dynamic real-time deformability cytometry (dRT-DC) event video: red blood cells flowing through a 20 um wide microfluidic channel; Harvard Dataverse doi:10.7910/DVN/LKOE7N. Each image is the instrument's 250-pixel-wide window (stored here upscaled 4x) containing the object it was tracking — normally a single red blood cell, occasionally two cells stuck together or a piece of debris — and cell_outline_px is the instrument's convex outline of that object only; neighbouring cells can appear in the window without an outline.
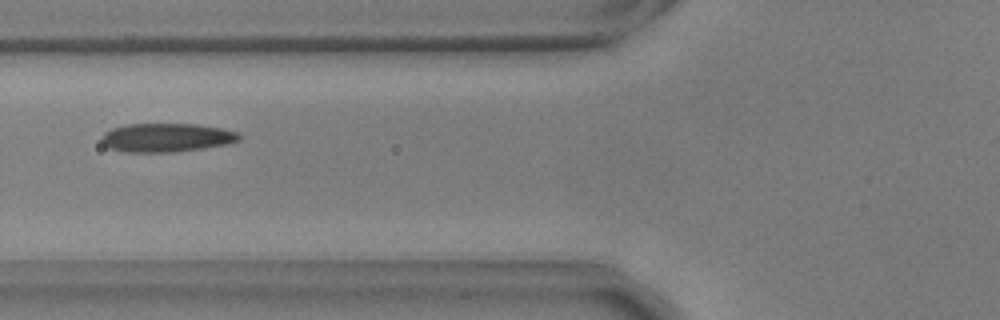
{"species": "common noctule bat (a hibernating species)", "species_latin": "Nyctalus noctula", "temperature_condition": "warm", "stored_images_in_passage": 41, "camera_frame_rate_fps": 3000, "um_per_image_px": 0.085, "animal": {"sex": "male", "body_mass_g": 17.9, "forearm_length_mm": 54.2}, "frame": {"image": 1, "passage_image": 11, "time_ms": 3.333, "image_size_px": [1000, 320], "cell_outline_px": [[240, 140], [228, 144], [204, 148], [172, 152], [128, 152], [108, 148], [100, 140], [104, 132], [112, 128], [128, 124], [196, 124], [220, 128], [240, 132]], "centroid_in_image_um": [14.16, 11.69], "position_along_channel_um": 111.6, "area_um2": 23.06}}
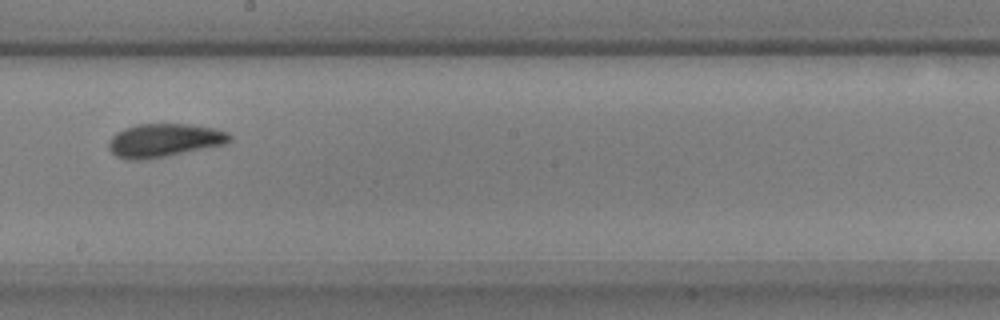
{"frame": {"image": 2, "passage_image": 21, "time_ms": 6.667, "image_size_px": [1000, 320], "cell_outline_px": [[232, 140], [224, 144], [168, 156], [144, 160], [128, 160], [116, 156], [108, 148], [108, 140], [116, 132], [124, 128], [136, 124], [188, 124], [216, 128], [228, 132], [232, 136]], "centroid_in_image_um": [13.94, 11.93], "position_along_channel_um": 234.3, "area_um2": 23.76}}
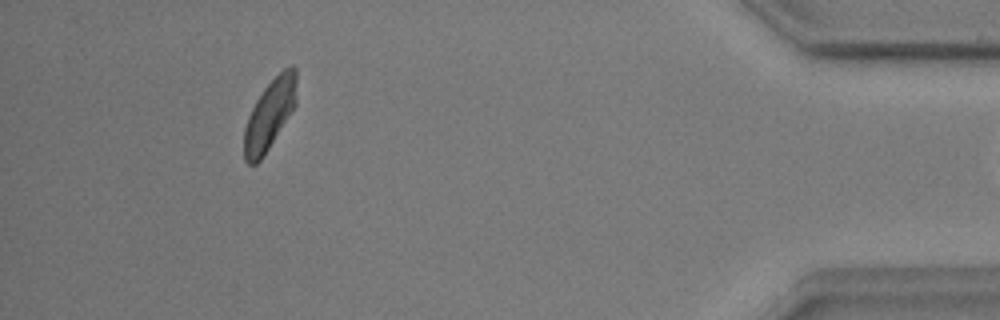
{"frame": {"image": 3, "passage_image": 40, "time_ms": 13.0, "image_size_px": [1000, 320], "cell_outline_px": [[296, 104], [264, 156], [256, 164], [248, 164], [244, 160], [244, 128], [248, 116], [256, 100], [264, 88], [284, 68], [292, 64], [296, 68]], "centroid_in_image_um": [22.91, 9.74], "position_along_channel_um": 412.3, "area_um2": 21.27}}